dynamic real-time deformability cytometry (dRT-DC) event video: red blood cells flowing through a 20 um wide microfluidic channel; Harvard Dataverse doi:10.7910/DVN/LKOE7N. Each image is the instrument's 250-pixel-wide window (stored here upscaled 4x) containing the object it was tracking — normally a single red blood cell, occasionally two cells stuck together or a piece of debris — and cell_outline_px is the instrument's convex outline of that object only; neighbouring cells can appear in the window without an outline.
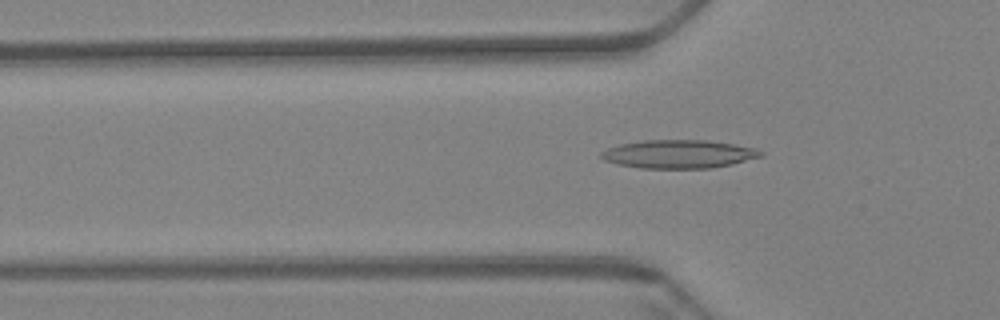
{"species": "Egyptian fruit bat (a non-hibernating species)", "species_latin": "Rousettus aegyptiacus", "temperature_condition": "warm", "stored_images_in_passage": 61, "camera_frame_rate_fps": 3000, "um_per_image_px": 0.085, "animal": {"sex": "female"}, "frame": {"image": 1, "passage_image": 20, "time_ms": 6.333, "image_size_px": [1000, 320], "cell_outline_px": [[764, 156], [712, 168], [640, 168], [620, 164], [604, 160], [600, 156], [600, 152], [608, 148], [620, 144], [644, 140], [708, 140], [756, 148], [764, 152]], "centroid_in_image_um": [57.7, 13.09], "position_along_channel_um": 68.1, "area_um2": 26.24}}
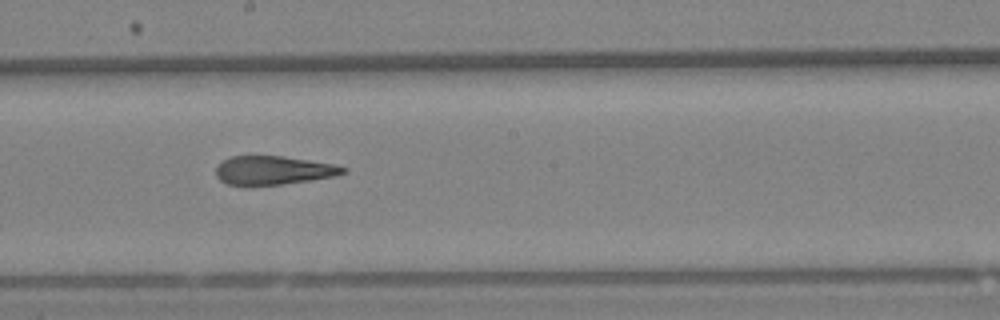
{"frame": {"image": 2, "passage_image": 34, "time_ms": 11.0, "image_size_px": [1000, 320], "cell_outline_px": [[348, 172], [336, 176], [312, 180], [280, 184], [228, 184], [220, 180], [216, 176], [216, 168], [224, 160], [232, 156], [284, 156], [332, 164], [348, 168]], "centroid_in_image_um": [23.29, 14.47], "position_along_channel_um": 224.9, "area_um2": 20.92}}
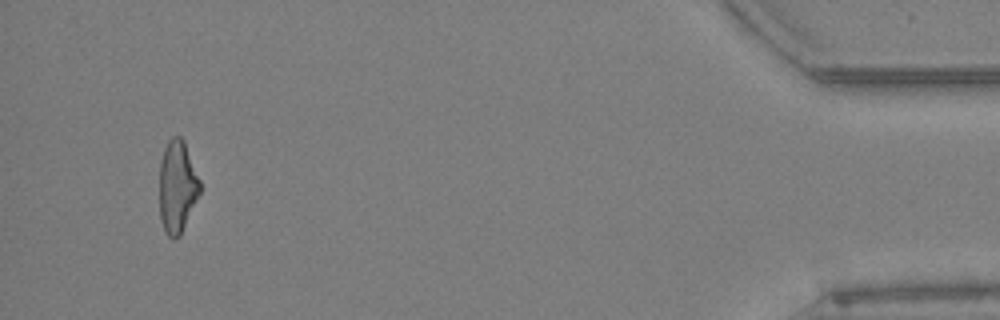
{"frame": {"image": 3, "passage_image": 58, "time_ms": 19.0, "image_size_px": [1000, 320], "cell_outline_px": [[200, 192], [180, 236], [172, 240], [168, 236], [160, 220], [160, 164], [164, 148], [168, 140], [172, 136], [180, 136], [184, 140], [200, 180]], "centroid_in_image_um": [15.06, 15.86], "position_along_channel_um": 420.1, "area_um2": 21.73}, "authors_computed_cell_mechanics": {"area_um2": 22.6576, "velocity_mm_per_s": 3.3766, "shape_relaxation_time_tau1_ms": null, "shape_relaxation_time_tau2_ms": 3.0753, "deformation_change_tau1": null, "deformation_change_tau2": 0.147}}